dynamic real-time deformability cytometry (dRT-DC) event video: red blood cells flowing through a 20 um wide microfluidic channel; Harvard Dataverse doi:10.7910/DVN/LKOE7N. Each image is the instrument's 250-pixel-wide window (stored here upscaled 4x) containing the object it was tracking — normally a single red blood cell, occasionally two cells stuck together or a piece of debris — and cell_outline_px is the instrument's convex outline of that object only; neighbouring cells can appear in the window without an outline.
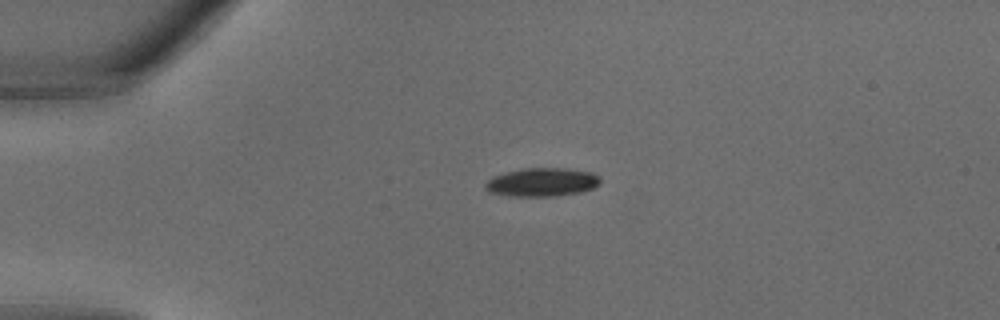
{"species": "common noctule bat (a hibernating species)", "species_latin": "Nyctalus noctula", "temperature_condition": "warm", "stored_images_in_passage": 27, "camera_frame_rate_fps": 3000, "um_per_image_px": 0.085, "animal": {"sex": "male", "body_mass_g": 18.8}, "frame": {"image": 1, "passage_image": 1, "time_ms": 0.0, "image_size_px": [1000, 320], "cell_outline_px": [[600, 184], [584, 192], [556, 196], [508, 196], [488, 192], [484, 188], [484, 184], [492, 176], [524, 168], [568, 168], [592, 172], [600, 176]], "centroid_in_image_um": [46.09, 15.49], "position_along_channel_um": 38.9, "area_um2": 19.36}}
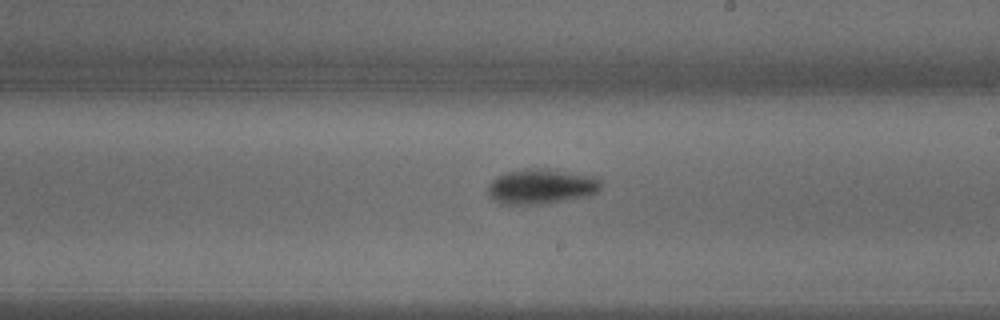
{"frame": {"image": 2, "passage_image": 13, "time_ms": 4.0, "image_size_px": [1000, 320], "cell_outline_px": [[600, 188], [596, 192], [588, 196], [548, 204], [500, 204], [492, 200], [488, 192], [488, 184], [496, 176], [504, 172], [524, 168], [548, 168], [596, 176], [600, 180]], "centroid_in_image_um": [45.98, 15.84], "position_along_channel_um": 243.0, "area_um2": 23.64}}
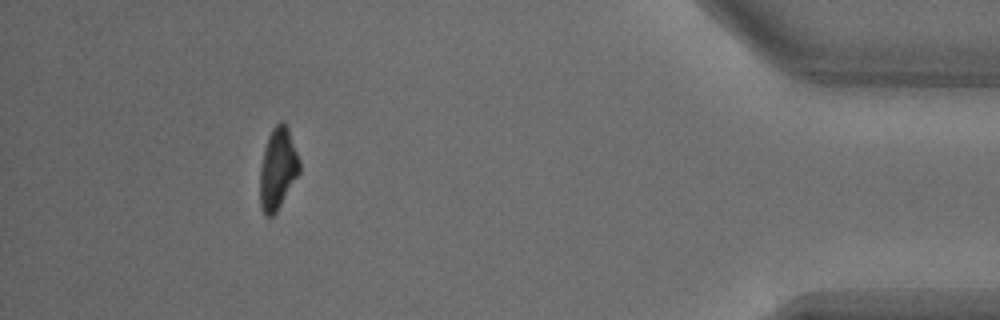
{"frame": {"image": 3, "passage_image": 24, "time_ms": 7.667, "image_size_px": [1000, 320], "cell_outline_px": [[300, 172], [276, 212], [272, 216], [264, 216], [260, 208], [260, 168], [264, 148], [268, 136], [272, 128], [280, 120], [284, 120], [288, 128], [300, 160]], "centroid_in_image_um": [23.6, 14.32], "position_along_channel_um": 411.6, "area_um2": 18.9}}